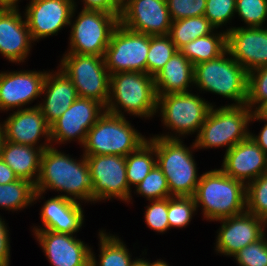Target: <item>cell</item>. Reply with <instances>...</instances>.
I'll use <instances>...</instances> for the list:
<instances>
[{
  "label": "cell",
  "mask_w": 267,
  "mask_h": 266,
  "mask_svg": "<svg viewBox=\"0 0 267 266\" xmlns=\"http://www.w3.org/2000/svg\"><path fill=\"white\" fill-rule=\"evenodd\" d=\"M221 170L247 185L267 172V154L249 136L225 152Z\"/></svg>",
  "instance_id": "obj_20"
},
{
  "label": "cell",
  "mask_w": 267,
  "mask_h": 266,
  "mask_svg": "<svg viewBox=\"0 0 267 266\" xmlns=\"http://www.w3.org/2000/svg\"><path fill=\"white\" fill-rule=\"evenodd\" d=\"M157 100L154 77L148 73L127 71L110 75L106 112L123 116L121 110H124L141 118H150L158 112Z\"/></svg>",
  "instance_id": "obj_3"
},
{
  "label": "cell",
  "mask_w": 267,
  "mask_h": 266,
  "mask_svg": "<svg viewBox=\"0 0 267 266\" xmlns=\"http://www.w3.org/2000/svg\"><path fill=\"white\" fill-rule=\"evenodd\" d=\"M177 51L169 35H149L146 73L154 77Z\"/></svg>",
  "instance_id": "obj_32"
},
{
  "label": "cell",
  "mask_w": 267,
  "mask_h": 266,
  "mask_svg": "<svg viewBox=\"0 0 267 266\" xmlns=\"http://www.w3.org/2000/svg\"><path fill=\"white\" fill-rule=\"evenodd\" d=\"M60 69L76 87L78 97L89 98L107 105L110 93V73L103 56L66 53Z\"/></svg>",
  "instance_id": "obj_8"
},
{
  "label": "cell",
  "mask_w": 267,
  "mask_h": 266,
  "mask_svg": "<svg viewBox=\"0 0 267 266\" xmlns=\"http://www.w3.org/2000/svg\"><path fill=\"white\" fill-rule=\"evenodd\" d=\"M149 35L132 31L121 24L115 28L104 53V63L111 74L146 73Z\"/></svg>",
  "instance_id": "obj_11"
},
{
  "label": "cell",
  "mask_w": 267,
  "mask_h": 266,
  "mask_svg": "<svg viewBox=\"0 0 267 266\" xmlns=\"http://www.w3.org/2000/svg\"><path fill=\"white\" fill-rule=\"evenodd\" d=\"M92 184V202L118 198L130 202L131 191L126 177V157L119 155L85 156Z\"/></svg>",
  "instance_id": "obj_12"
},
{
  "label": "cell",
  "mask_w": 267,
  "mask_h": 266,
  "mask_svg": "<svg viewBox=\"0 0 267 266\" xmlns=\"http://www.w3.org/2000/svg\"><path fill=\"white\" fill-rule=\"evenodd\" d=\"M33 41L26 20L18 6H0V53L11 62L21 63L28 57Z\"/></svg>",
  "instance_id": "obj_21"
},
{
  "label": "cell",
  "mask_w": 267,
  "mask_h": 266,
  "mask_svg": "<svg viewBox=\"0 0 267 266\" xmlns=\"http://www.w3.org/2000/svg\"><path fill=\"white\" fill-rule=\"evenodd\" d=\"M50 146L53 145H49L47 142L34 147L5 140L1 159L14 171L18 178L29 180L36 184L40 172L42 152Z\"/></svg>",
  "instance_id": "obj_26"
},
{
  "label": "cell",
  "mask_w": 267,
  "mask_h": 266,
  "mask_svg": "<svg viewBox=\"0 0 267 266\" xmlns=\"http://www.w3.org/2000/svg\"><path fill=\"white\" fill-rule=\"evenodd\" d=\"M266 101L267 66H263L248 73V98L246 105L252 111H257ZM253 107H255V110Z\"/></svg>",
  "instance_id": "obj_36"
},
{
  "label": "cell",
  "mask_w": 267,
  "mask_h": 266,
  "mask_svg": "<svg viewBox=\"0 0 267 266\" xmlns=\"http://www.w3.org/2000/svg\"><path fill=\"white\" fill-rule=\"evenodd\" d=\"M212 106L195 139L196 149L226 147V152L250 135L253 111L246 105Z\"/></svg>",
  "instance_id": "obj_6"
},
{
  "label": "cell",
  "mask_w": 267,
  "mask_h": 266,
  "mask_svg": "<svg viewBox=\"0 0 267 266\" xmlns=\"http://www.w3.org/2000/svg\"><path fill=\"white\" fill-rule=\"evenodd\" d=\"M227 50L248 73L267 66V29L246 26L227 29Z\"/></svg>",
  "instance_id": "obj_17"
},
{
  "label": "cell",
  "mask_w": 267,
  "mask_h": 266,
  "mask_svg": "<svg viewBox=\"0 0 267 266\" xmlns=\"http://www.w3.org/2000/svg\"><path fill=\"white\" fill-rule=\"evenodd\" d=\"M150 202L151 204L146 206L145 222L148 227L156 232L164 233L169 230L168 198L150 200Z\"/></svg>",
  "instance_id": "obj_40"
},
{
  "label": "cell",
  "mask_w": 267,
  "mask_h": 266,
  "mask_svg": "<svg viewBox=\"0 0 267 266\" xmlns=\"http://www.w3.org/2000/svg\"><path fill=\"white\" fill-rule=\"evenodd\" d=\"M136 193L143 195L147 200H161L172 197L167 178L161 168L155 164L146 177L136 185Z\"/></svg>",
  "instance_id": "obj_34"
},
{
  "label": "cell",
  "mask_w": 267,
  "mask_h": 266,
  "mask_svg": "<svg viewBox=\"0 0 267 266\" xmlns=\"http://www.w3.org/2000/svg\"><path fill=\"white\" fill-rule=\"evenodd\" d=\"M105 106L93 99L78 97L50 126L51 143L78 139L83 146L87 132L105 113Z\"/></svg>",
  "instance_id": "obj_13"
},
{
  "label": "cell",
  "mask_w": 267,
  "mask_h": 266,
  "mask_svg": "<svg viewBox=\"0 0 267 266\" xmlns=\"http://www.w3.org/2000/svg\"><path fill=\"white\" fill-rule=\"evenodd\" d=\"M146 139L138 133L123 116L106 112L89 129L84 147V155H119L126 157L136 151Z\"/></svg>",
  "instance_id": "obj_7"
},
{
  "label": "cell",
  "mask_w": 267,
  "mask_h": 266,
  "mask_svg": "<svg viewBox=\"0 0 267 266\" xmlns=\"http://www.w3.org/2000/svg\"><path fill=\"white\" fill-rule=\"evenodd\" d=\"M119 15L82 9L71 26L70 49L67 53L104 56Z\"/></svg>",
  "instance_id": "obj_10"
},
{
  "label": "cell",
  "mask_w": 267,
  "mask_h": 266,
  "mask_svg": "<svg viewBox=\"0 0 267 266\" xmlns=\"http://www.w3.org/2000/svg\"><path fill=\"white\" fill-rule=\"evenodd\" d=\"M233 257L239 266H267L266 236L242 248Z\"/></svg>",
  "instance_id": "obj_38"
},
{
  "label": "cell",
  "mask_w": 267,
  "mask_h": 266,
  "mask_svg": "<svg viewBox=\"0 0 267 266\" xmlns=\"http://www.w3.org/2000/svg\"><path fill=\"white\" fill-rule=\"evenodd\" d=\"M197 210L193 196H172L168 198L169 228H183L189 225Z\"/></svg>",
  "instance_id": "obj_35"
},
{
  "label": "cell",
  "mask_w": 267,
  "mask_h": 266,
  "mask_svg": "<svg viewBox=\"0 0 267 266\" xmlns=\"http://www.w3.org/2000/svg\"><path fill=\"white\" fill-rule=\"evenodd\" d=\"M75 0H31L26 7L25 20L33 41L57 34L72 24ZM38 39V40H37Z\"/></svg>",
  "instance_id": "obj_14"
},
{
  "label": "cell",
  "mask_w": 267,
  "mask_h": 266,
  "mask_svg": "<svg viewBox=\"0 0 267 266\" xmlns=\"http://www.w3.org/2000/svg\"><path fill=\"white\" fill-rule=\"evenodd\" d=\"M46 75V71L1 72L0 110L23 109V106L41 96Z\"/></svg>",
  "instance_id": "obj_18"
},
{
  "label": "cell",
  "mask_w": 267,
  "mask_h": 266,
  "mask_svg": "<svg viewBox=\"0 0 267 266\" xmlns=\"http://www.w3.org/2000/svg\"><path fill=\"white\" fill-rule=\"evenodd\" d=\"M18 179L14 171L0 158V184H9Z\"/></svg>",
  "instance_id": "obj_45"
},
{
  "label": "cell",
  "mask_w": 267,
  "mask_h": 266,
  "mask_svg": "<svg viewBox=\"0 0 267 266\" xmlns=\"http://www.w3.org/2000/svg\"><path fill=\"white\" fill-rule=\"evenodd\" d=\"M131 266H148V260L143 258L135 259Z\"/></svg>",
  "instance_id": "obj_47"
},
{
  "label": "cell",
  "mask_w": 267,
  "mask_h": 266,
  "mask_svg": "<svg viewBox=\"0 0 267 266\" xmlns=\"http://www.w3.org/2000/svg\"><path fill=\"white\" fill-rule=\"evenodd\" d=\"M236 11V0H206L204 16L218 29L232 19Z\"/></svg>",
  "instance_id": "obj_39"
},
{
  "label": "cell",
  "mask_w": 267,
  "mask_h": 266,
  "mask_svg": "<svg viewBox=\"0 0 267 266\" xmlns=\"http://www.w3.org/2000/svg\"><path fill=\"white\" fill-rule=\"evenodd\" d=\"M54 73L47 72L42 90L45 99L43 104H38L50 126L78 98L76 87L64 71L58 69V72L55 71Z\"/></svg>",
  "instance_id": "obj_24"
},
{
  "label": "cell",
  "mask_w": 267,
  "mask_h": 266,
  "mask_svg": "<svg viewBox=\"0 0 267 266\" xmlns=\"http://www.w3.org/2000/svg\"><path fill=\"white\" fill-rule=\"evenodd\" d=\"M217 221L222 225L217 232L215 250L226 256L233 257L239 250L266 235L267 223L248 211Z\"/></svg>",
  "instance_id": "obj_16"
},
{
  "label": "cell",
  "mask_w": 267,
  "mask_h": 266,
  "mask_svg": "<svg viewBox=\"0 0 267 266\" xmlns=\"http://www.w3.org/2000/svg\"><path fill=\"white\" fill-rule=\"evenodd\" d=\"M53 266H90L91 248L71 234L51 230L33 231Z\"/></svg>",
  "instance_id": "obj_19"
},
{
  "label": "cell",
  "mask_w": 267,
  "mask_h": 266,
  "mask_svg": "<svg viewBox=\"0 0 267 266\" xmlns=\"http://www.w3.org/2000/svg\"><path fill=\"white\" fill-rule=\"evenodd\" d=\"M120 10L128 3L129 0H111Z\"/></svg>",
  "instance_id": "obj_51"
},
{
  "label": "cell",
  "mask_w": 267,
  "mask_h": 266,
  "mask_svg": "<svg viewBox=\"0 0 267 266\" xmlns=\"http://www.w3.org/2000/svg\"><path fill=\"white\" fill-rule=\"evenodd\" d=\"M204 218L217 221L246 211V185L221 169L203 173L193 195Z\"/></svg>",
  "instance_id": "obj_2"
},
{
  "label": "cell",
  "mask_w": 267,
  "mask_h": 266,
  "mask_svg": "<svg viewBox=\"0 0 267 266\" xmlns=\"http://www.w3.org/2000/svg\"><path fill=\"white\" fill-rule=\"evenodd\" d=\"M156 153V164L167 178L171 196H193L200 181L197 167L189 149L181 139H166L156 135L148 140Z\"/></svg>",
  "instance_id": "obj_4"
},
{
  "label": "cell",
  "mask_w": 267,
  "mask_h": 266,
  "mask_svg": "<svg viewBox=\"0 0 267 266\" xmlns=\"http://www.w3.org/2000/svg\"><path fill=\"white\" fill-rule=\"evenodd\" d=\"M257 112L267 119V101L257 110Z\"/></svg>",
  "instance_id": "obj_49"
},
{
  "label": "cell",
  "mask_w": 267,
  "mask_h": 266,
  "mask_svg": "<svg viewBox=\"0 0 267 266\" xmlns=\"http://www.w3.org/2000/svg\"><path fill=\"white\" fill-rule=\"evenodd\" d=\"M166 2L172 21L204 16L206 9V0H166Z\"/></svg>",
  "instance_id": "obj_41"
},
{
  "label": "cell",
  "mask_w": 267,
  "mask_h": 266,
  "mask_svg": "<svg viewBox=\"0 0 267 266\" xmlns=\"http://www.w3.org/2000/svg\"><path fill=\"white\" fill-rule=\"evenodd\" d=\"M227 50V31L212 32L185 44L179 51L195 66L222 55Z\"/></svg>",
  "instance_id": "obj_27"
},
{
  "label": "cell",
  "mask_w": 267,
  "mask_h": 266,
  "mask_svg": "<svg viewBox=\"0 0 267 266\" xmlns=\"http://www.w3.org/2000/svg\"><path fill=\"white\" fill-rule=\"evenodd\" d=\"M76 160L58 151L55 147L43 150L40 172L35 184L34 201L41 198L46 190L65 192L60 196L77 201L92 202V184L85 155Z\"/></svg>",
  "instance_id": "obj_1"
},
{
  "label": "cell",
  "mask_w": 267,
  "mask_h": 266,
  "mask_svg": "<svg viewBox=\"0 0 267 266\" xmlns=\"http://www.w3.org/2000/svg\"><path fill=\"white\" fill-rule=\"evenodd\" d=\"M19 0H0V6H18Z\"/></svg>",
  "instance_id": "obj_46"
},
{
  "label": "cell",
  "mask_w": 267,
  "mask_h": 266,
  "mask_svg": "<svg viewBox=\"0 0 267 266\" xmlns=\"http://www.w3.org/2000/svg\"><path fill=\"white\" fill-rule=\"evenodd\" d=\"M35 184L19 178L9 184H0V207L18 211L34 203Z\"/></svg>",
  "instance_id": "obj_31"
},
{
  "label": "cell",
  "mask_w": 267,
  "mask_h": 266,
  "mask_svg": "<svg viewBox=\"0 0 267 266\" xmlns=\"http://www.w3.org/2000/svg\"><path fill=\"white\" fill-rule=\"evenodd\" d=\"M100 254L99 262L91 251L90 266H131V254L119 237L107 234L101 230L99 232ZM98 263V264H97Z\"/></svg>",
  "instance_id": "obj_28"
},
{
  "label": "cell",
  "mask_w": 267,
  "mask_h": 266,
  "mask_svg": "<svg viewBox=\"0 0 267 266\" xmlns=\"http://www.w3.org/2000/svg\"><path fill=\"white\" fill-rule=\"evenodd\" d=\"M155 158H154V157ZM155 147L147 140L126 156V177L129 184L138 185L156 164Z\"/></svg>",
  "instance_id": "obj_30"
},
{
  "label": "cell",
  "mask_w": 267,
  "mask_h": 266,
  "mask_svg": "<svg viewBox=\"0 0 267 266\" xmlns=\"http://www.w3.org/2000/svg\"><path fill=\"white\" fill-rule=\"evenodd\" d=\"M211 107L212 104L191 92L158 96L157 109L160 108L163 124L176 132L175 136L162 134L159 137L179 139L181 135L199 133Z\"/></svg>",
  "instance_id": "obj_9"
},
{
  "label": "cell",
  "mask_w": 267,
  "mask_h": 266,
  "mask_svg": "<svg viewBox=\"0 0 267 266\" xmlns=\"http://www.w3.org/2000/svg\"><path fill=\"white\" fill-rule=\"evenodd\" d=\"M235 13L247 27H262L267 20V0H236Z\"/></svg>",
  "instance_id": "obj_37"
},
{
  "label": "cell",
  "mask_w": 267,
  "mask_h": 266,
  "mask_svg": "<svg viewBox=\"0 0 267 266\" xmlns=\"http://www.w3.org/2000/svg\"><path fill=\"white\" fill-rule=\"evenodd\" d=\"M0 216V266H9L10 242L7 226Z\"/></svg>",
  "instance_id": "obj_42"
},
{
  "label": "cell",
  "mask_w": 267,
  "mask_h": 266,
  "mask_svg": "<svg viewBox=\"0 0 267 266\" xmlns=\"http://www.w3.org/2000/svg\"><path fill=\"white\" fill-rule=\"evenodd\" d=\"M157 97L160 95L189 92L194 84V65L177 51L154 76Z\"/></svg>",
  "instance_id": "obj_25"
},
{
  "label": "cell",
  "mask_w": 267,
  "mask_h": 266,
  "mask_svg": "<svg viewBox=\"0 0 267 266\" xmlns=\"http://www.w3.org/2000/svg\"><path fill=\"white\" fill-rule=\"evenodd\" d=\"M11 114L2 124L5 140L36 147L42 136L51 144L50 125L38 105L13 111Z\"/></svg>",
  "instance_id": "obj_22"
},
{
  "label": "cell",
  "mask_w": 267,
  "mask_h": 266,
  "mask_svg": "<svg viewBox=\"0 0 267 266\" xmlns=\"http://www.w3.org/2000/svg\"><path fill=\"white\" fill-rule=\"evenodd\" d=\"M226 55L229 56L226 58ZM200 90L229 98L242 105L248 98V72L228 50L219 57L194 66V85Z\"/></svg>",
  "instance_id": "obj_5"
},
{
  "label": "cell",
  "mask_w": 267,
  "mask_h": 266,
  "mask_svg": "<svg viewBox=\"0 0 267 266\" xmlns=\"http://www.w3.org/2000/svg\"><path fill=\"white\" fill-rule=\"evenodd\" d=\"M119 24L150 36L169 35L172 20L166 0H129L121 9Z\"/></svg>",
  "instance_id": "obj_15"
},
{
  "label": "cell",
  "mask_w": 267,
  "mask_h": 266,
  "mask_svg": "<svg viewBox=\"0 0 267 266\" xmlns=\"http://www.w3.org/2000/svg\"><path fill=\"white\" fill-rule=\"evenodd\" d=\"M40 213L44 228L35 226L33 231L51 230L73 235L80 230L84 222L80 202L60 195L46 200Z\"/></svg>",
  "instance_id": "obj_23"
},
{
  "label": "cell",
  "mask_w": 267,
  "mask_h": 266,
  "mask_svg": "<svg viewBox=\"0 0 267 266\" xmlns=\"http://www.w3.org/2000/svg\"><path fill=\"white\" fill-rule=\"evenodd\" d=\"M246 211L267 223V172L246 185Z\"/></svg>",
  "instance_id": "obj_33"
},
{
  "label": "cell",
  "mask_w": 267,
  "mask_h": 266,
  "mask_svg": "<svg viewBox=\"0 0 267 266\" xmlns=\"http://www.w3.org/2000/svg\"><path fill=\"white\" fill-rule=\"evenodd\" d=\"M148 266H169V264L166 263V261L159 259L152 263L148 261Z\"/></svg>",
  "instance_id": "obj_50"
},
{
  "label": "cell",
  "mask_w": 267,
  "mask_h": 266,
  "mask_svg": "<svg viewBox=\"0 0 267 266\" xmlns=\"http://www.w3.org/2000/svg\"><path fill=\"white\" fill-rule=\"evenodd\" d=\"M252 120H259V121H265L266 124L263 126L262 130L260 131L259 135H253V133L250 132V137L255 141V143L267 154V119L262 117L257 111H253L251 116V122Z\"/></svg>",
  "instance_id": "obj_44"
},
{
  "label": "cell",
  "mask_w": 267,
  "mask_h": 266,
  "mask_svg": "<svg viewBox=\"0 0 267 266\" xmlns=\"http://www.w3.org/2000/svg\"><path fill=\"white\" fill-rule=\"evenodd\" d=\"M216 29L205 16H196L172 21L169 36L179 50L196 38L211 34Z\"/></svg>",
  "instance_id": "obj_29"
},
{
  "label": "cell",
  "mask_w": 267,
  "mask_h": 266,
  "mask_svg": "<svg viewBox=\"0 0 267 266\" xmlns=\"http://www.w3.org/2000/svg\"><path fill=\"white\" fill-rule=\"evenodd\" d=\"M83 9L120 14L121 10L111 0H83Z\"/></svg>",
  "instance_id": "obj_43"
},
{
  "label": "cell",
  "mask_w": 267,
  "mask_h": 266,
  "mask_svg": "<svg viewBox=\"0 0 267 266\" xmlns=\"http://www.w3.org/2000/svg\"><path fill=\"white\" fill-rule=\"evenodd\" d=\"M4 142H5V135H4L2 124L0 123V158H1V153H2Z\"/></svg>",
  "instance_id": "obj_48"
}]
</instances>
